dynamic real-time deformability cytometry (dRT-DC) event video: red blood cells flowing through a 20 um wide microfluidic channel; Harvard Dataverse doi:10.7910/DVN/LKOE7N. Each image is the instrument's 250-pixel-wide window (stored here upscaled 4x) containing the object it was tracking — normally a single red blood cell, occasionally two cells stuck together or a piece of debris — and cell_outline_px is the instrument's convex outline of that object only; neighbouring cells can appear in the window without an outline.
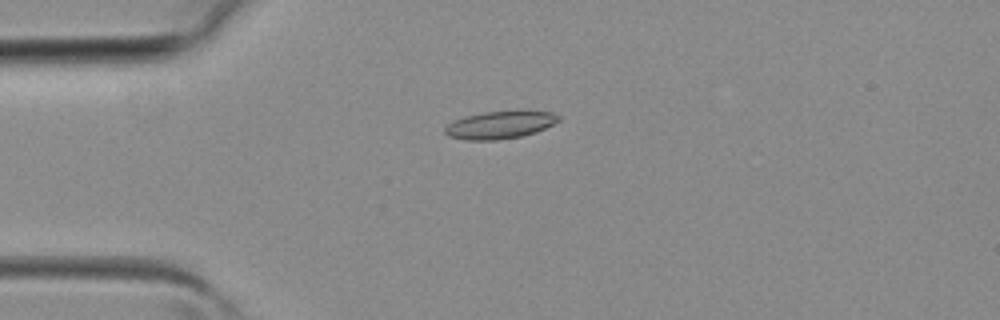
{"species": "common noctule bat (a hibernating species)", "species_latin": "Nyctalus noctula", "temperature_condition": "room temperature", "stored_images_in_passage": 25, "camera_frame_rate_fps": 3000, "um_per_image_px": 0.085, "animal": {"sex": "female", "body_mass_g": 19.3, "forearm_length_mm": 54.1}, "frame": {"image": 1, "passage_image": 1, "time_ms": 0.0, "image_size_px": [1000, 320], "cell_outline_px": [[560, 120], [536, 132], [520, 136], [496, 140], [468, 140], [448, 136], [444, 132], [444, 128], [452, 120], [464, 116], [484, 112], [552, 112], [560, 116]], "centroid_in_image_um": [42.43, 10.63], "position_along_channel_um": 42.6, "area_um2": 17.92}}
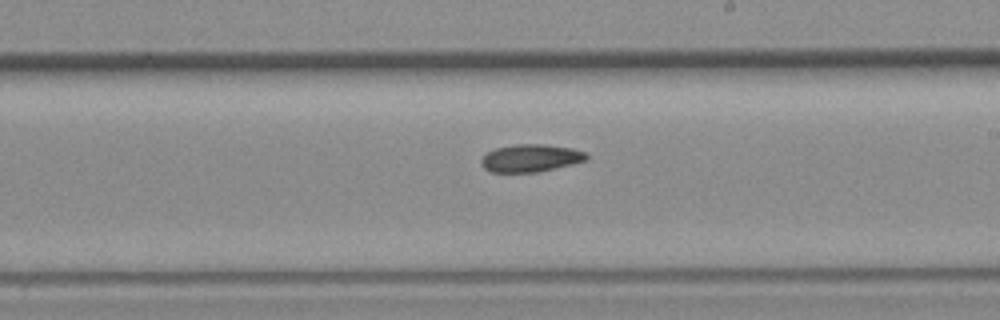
{"frame": {"image": 2, "passage_image": 14, "time_ms": 4.333, "image_size_px": [1000, 320], "cell_outline_px": [[588, 156], [584, 160], [572, 164], [536, 172], [492, 172], [484, 168], [480, 160], [488, 152], [496, 148], [516, 144], [544, 144], [572, 148], [584, 152]], "centroid_in_image_um": [45.08, 13.43], "position_along_channel_um": 243.9, "area_um2": 16.65}}
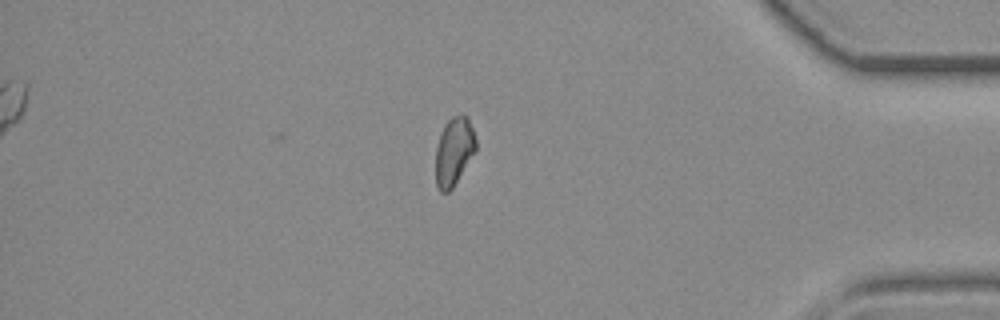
{"frame": {"image": 3, "passage_image": 25, "time_ms": 8.0, "image_size_px": [1000, 320], "cell_outline_px": [[476, 152], [452, 188], [448, 192], [440, 192], [436, 184], [436, 148], [444, 124], [452, 116], [468, 116], [476, 140]], "centroid_in_image_um": [38.59, 12.88], "position_along_channel_um": 396.6, "area_um2": 15.9}}